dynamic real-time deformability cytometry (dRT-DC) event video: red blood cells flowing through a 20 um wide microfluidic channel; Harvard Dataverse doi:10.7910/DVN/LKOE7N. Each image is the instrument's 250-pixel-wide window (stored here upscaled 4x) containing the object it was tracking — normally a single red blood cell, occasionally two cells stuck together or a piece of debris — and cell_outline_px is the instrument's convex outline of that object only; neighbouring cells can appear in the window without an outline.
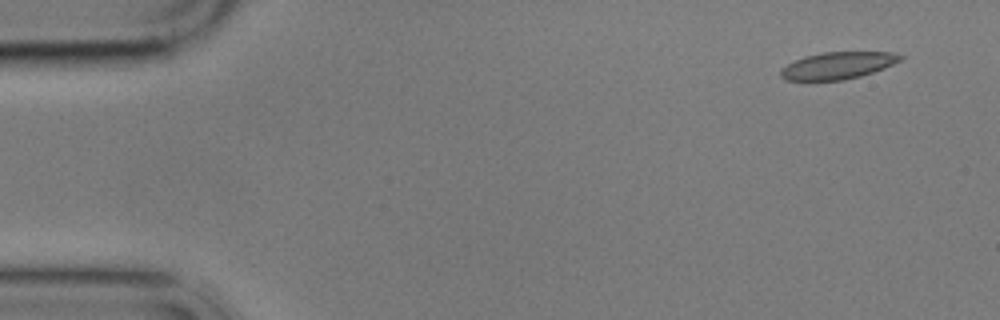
{"species": "common noctule bat (a hibernating species)", "species_latin": "Nyctalus noctula", "temperature_condition": "cold", "stored_images_in_passage": 8, "camera_frame_rate_fps": 3000, "um_per_image_px": 0.085, "animal": {"sex": "male", "body_mass_g": 17.9}, "frame": {"image": 1, "passage_image": 1, "time_ms": 0.0, "image_size_px": [1000, 320], "cell_outline_px": [[904, 56], [900, 60], [884, 68], [860, 76], [844, 80], [784, 80], [780, 76], [780, 68], [804, 56], [824, 52], [892, 52]], "centroid_in_image_um": [71.18, 5.57], "position_along_channel_um": 13.8, "area_um2": 18.73}}